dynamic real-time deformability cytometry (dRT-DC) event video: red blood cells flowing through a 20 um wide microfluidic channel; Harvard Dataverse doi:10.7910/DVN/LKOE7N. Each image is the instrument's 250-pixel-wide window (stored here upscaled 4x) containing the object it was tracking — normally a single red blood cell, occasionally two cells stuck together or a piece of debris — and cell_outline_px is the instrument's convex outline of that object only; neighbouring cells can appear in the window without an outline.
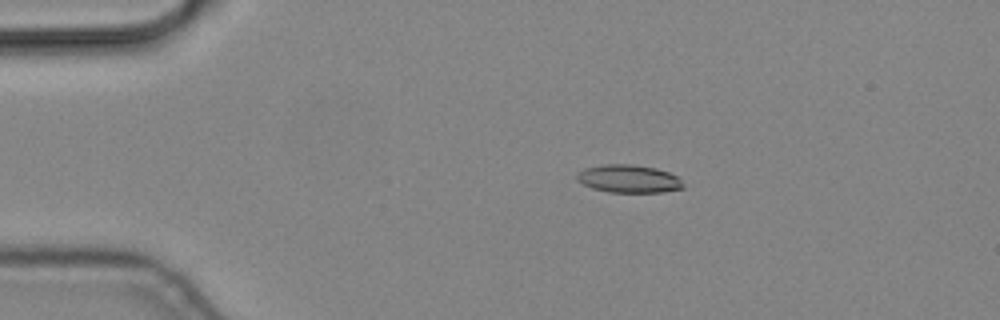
{"species": "common noctule bat (a hibernating species)", "species_latin": "Nyctalus noctula", "temperature_condition": "cold", "stored_images_in_passage": 7, "camera_frame_rate_fps": 3000, "um_per_image_px": 0.085, "animal": {"sex": "male", "body_mass_g": 19.2, "forearm_length_mm": 51.8}, "frame": {"image": 1, "passage_image": 1, "time_ms": 0.0, "image_size_px": [1000, 320], "cell_outline_px": [[684, 188], [664, 192], [608, 192], [592, 188], [576, 180], [576, 172], [584, 168], [604, 164], [632, 164], [656, 168], [668, 172], [676, 176], [684, 184]], "centroid_in_image_um": [53.41, 15.19], "position_along_channel_um": 31.6, "area_um2": 17.4}}
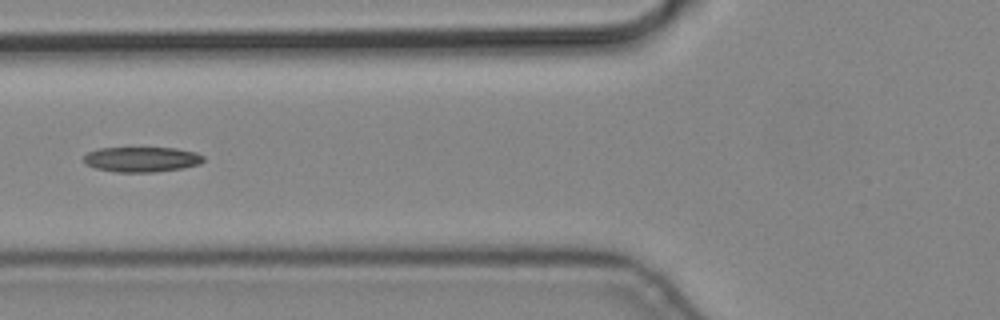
{"frame": {"image": 2, "passage_image": 4, "time_ms": 1.0, "image_size_px": [1000, 320], "cell_outline_px": [[204, 160], [200, 164], [184, 168], [156, 172], [116, 172], [96, 168], [84, 164], [84, 156], [88, 152], [100, 148], [176, 148], [196, 152], [204, 156]], "centroid_in_image_um": [12.06, 13.55], "position_along_channel_um": 113.7, "area_um2": 17.63}}
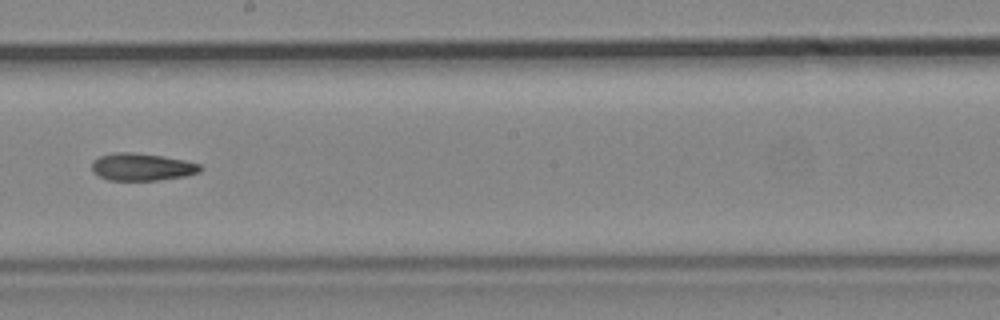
{"frame": {"image": 3, "passage_image": 7, "time_ms": 2.0, "image_size_px": [1000, 320], "cell_outline_px": [[204, 168], [200, 172], [188, 176], [156, 180], [108, 180], [92, 172], [92, 160], [100, 156], [112, 152], [132, 152], [160, 156], [184, 160], [200, 164]], "centroid_in_image_um": [12.07, 14.19], "position_along_channel_um": 236.1, "area_um2": 17.4}}